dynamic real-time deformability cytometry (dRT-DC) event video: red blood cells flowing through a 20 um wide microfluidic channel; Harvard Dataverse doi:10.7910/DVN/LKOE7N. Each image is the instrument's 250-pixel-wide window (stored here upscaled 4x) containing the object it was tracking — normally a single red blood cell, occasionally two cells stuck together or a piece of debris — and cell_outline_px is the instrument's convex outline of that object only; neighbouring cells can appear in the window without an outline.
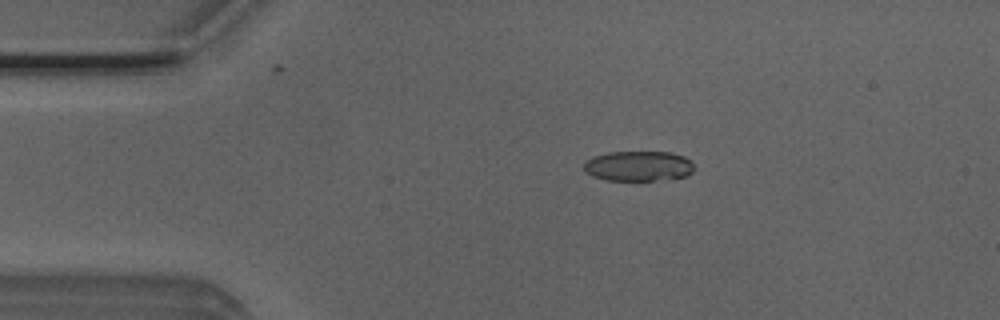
{"species": "Egyptian fruit bat (a non-hibernating species)", "species_latin": "Rousettus aegyptiacus", "temperature_condition": "room temperature", "stored_images_in_passage": 45, "camera_frame_rate_fps": 3000, "um_per_image_px": 0.085, "animal": {"sex": "male"}, "frame": {"image": 1, "passage_image": 2, "time_ms": 0.333, "image_size_px": [1000, 320], "cell_outline_px": [[692, 172], [688, 176], [652, 180], [608, 180], [592, 176], [584, 172], [584, 160], [592, 156], [608, 152], [672, 152], [684, 156], [692, 160]], "centroid_in_image_um": [54.23, 14.1], "position_along_channel_um": 30.8, "area_um2": 19.48}}
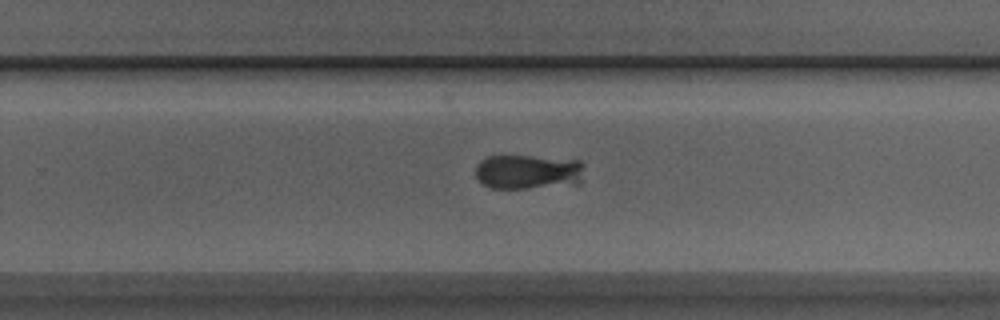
{"frame": {"image": 2, "passage_image": 25, "time_ms": 8.0, "image_size_px": [1000, 320], "cell_outline_px": [[584, 164], [580, 184], [528, 188], [492, 188], [484, 184], [476, 176], [476, 164], [480, 160], [488, 156], [528, 156], [580, 160]], "centroid_in_image_um": [44.91, 14.6], "position_along_channel_um": 284.9, "area_um2": 22.02}}
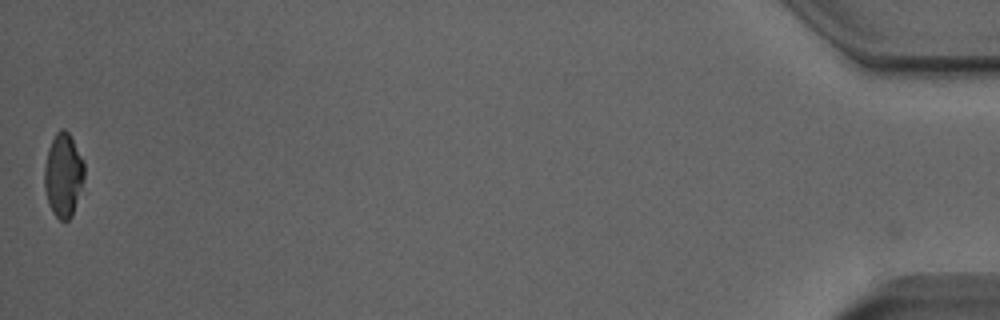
{"frame": {"image": 3, "passage_image": 44, "time_ms": 14.333, "image_size_px": [1000, 320], "cell_outline_px": [[84, 176], [72, 216], [68, 220], [60, 220], [52, 212], [48, 204], [44, 188], [44, 168], [48, 148], [56, 132], [60, 128], [64, 128], [68, 132], [84, 160]], "centroid_in_image_um": [5.36, 14.87], "position_along_channel_um": 429.8, "area_um2": 19.42}}